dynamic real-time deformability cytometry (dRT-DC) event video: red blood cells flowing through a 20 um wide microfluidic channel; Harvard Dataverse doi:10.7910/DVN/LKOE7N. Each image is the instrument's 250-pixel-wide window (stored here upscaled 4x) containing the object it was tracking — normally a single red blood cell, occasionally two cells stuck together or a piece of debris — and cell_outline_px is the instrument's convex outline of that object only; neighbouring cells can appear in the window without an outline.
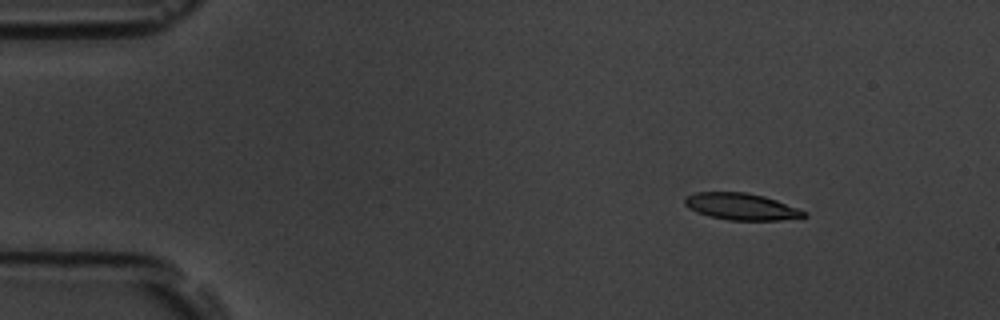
{"species": "common noctule bat (a hibernating species)", "species_latin": "Nyctalus noctula", "temperature_condition": "room temperature", "stored_images_in_passage": 7, "camera_frame_rate_fps": 3000, "um_per_image_px": 0.085, "animal": {"sex": "male", "body_mass_g": 19.5, "forearm_length_mm": 54.6}, "frame": {"image": 1, "passage_image": 2, "time_ms": 0.333, "image_size_px": [1000, 320], "cell_outline_px": [[808, 216], [780, 220], [728, 220], [708, 216], [696, 212], [688, 208], [684, 204], [684, 200], [688, 196], [696, 192], [748, 192], [764, 196], [776, 200], [808, 212]], "centroid_in_image_um": [63.01, 17.56], "position_along_channel_um": 22.0, "area_um2": 18.61}}
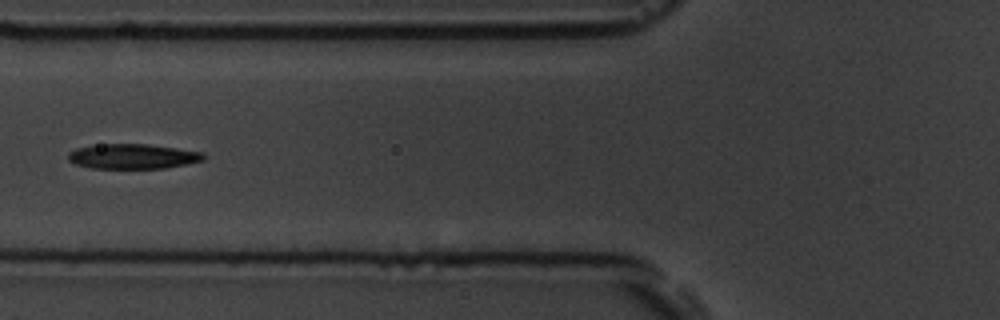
{"frame": {"image": 2, "passage_image": 6, "time_ms": 1.667, "image_size_px": [1000, 320], "cell_outline_px": [[204, 160], [188, 164], [164, 168], [92, 168], [76, 164], [68, 160], [68, 152], [76, 148], [100, 144], [148, 144], [204, 152]], "centroid_in_image_um": [11.29, 13.29], "position_along_channel_um": 114.5, "area_um2": 19.65}}
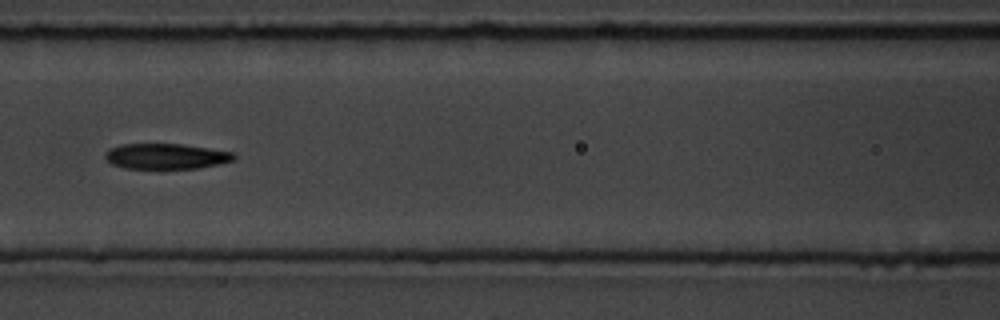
{"frame": {"image": 3, "passage_image": 7, "time_ms": 2.0, "image_size_px": [1000, 320], "cell_outline_px": [[236, 160], [220, 164], [196, 168], [124, 168], [112, 164], [104, 156], [104, 152], [108, 148], [120, 144], [180, 144], [236, 152]], "centroid_in_image_um": [14.13, 13.27], "position_along_channel_um": 152.5, "area_um2": 19.25}}